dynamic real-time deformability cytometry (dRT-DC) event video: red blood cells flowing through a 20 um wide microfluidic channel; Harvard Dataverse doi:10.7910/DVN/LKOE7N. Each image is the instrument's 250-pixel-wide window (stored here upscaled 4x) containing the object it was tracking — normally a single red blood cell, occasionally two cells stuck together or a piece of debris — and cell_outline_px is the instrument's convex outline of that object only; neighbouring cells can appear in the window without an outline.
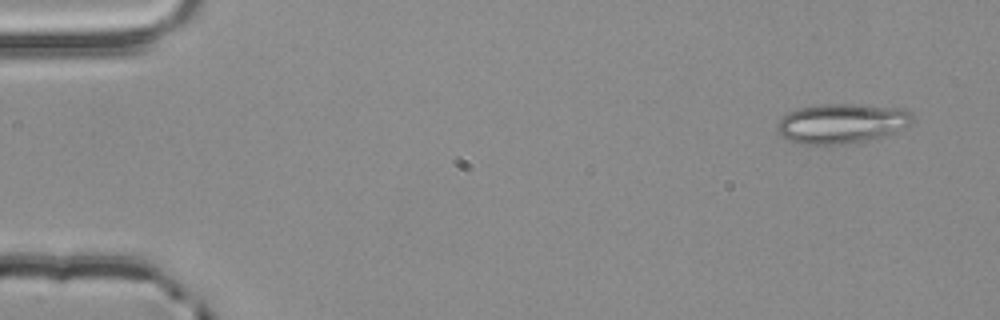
{"species": "common noctule bat (a hibernating species)", "species_latin": "Nyctalus noctula", "temperature_condition": "room temperature", "stored_images_in_passage": 53, "camera_frame_rate_fps": 3000, "um_per_image_px": 0.085, "animal": {"sex": "male", "body_mass_g": 20.4}, "frame": {"image": 1, "passage_image": 3, "time_ms": 0.667, "image_size_px": [1000, 320], "cell_outline_px": [[916, 120], [884, 136], [868, 140], [840, 144], [804, 144], [788, 140], [776, 128], [776, 124], [788, 112], [800, 108], [824, 104], [856, 104], [908, 108], [912, 112]], "centroid_in_image_um": [71.59, 10.47], "position_along_channel_um": 13.4, "area_um2": 31.21}}
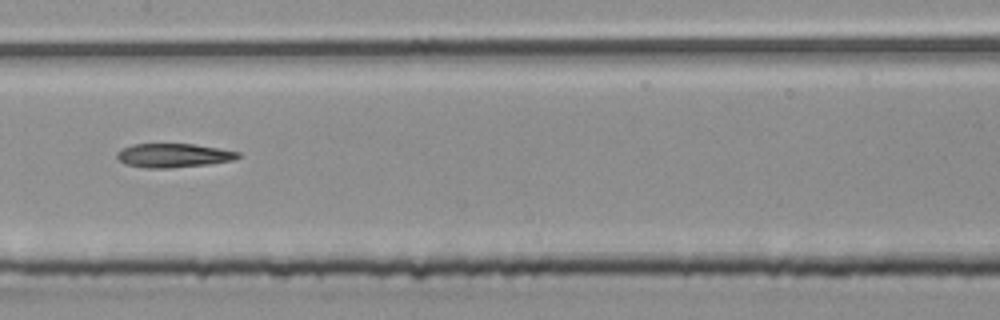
{"frame": {"image": 2, "passage_image": 27, "time_ms": 8.667, "image_size_px": [1000, 320], "cell_outline_px": [[240, 156], [232, 160], [208, 164], [168, 168], [144, 168], [124, 164], [116, 156], [116, 152], [132, 144], [192, 144], [240, 152]], "centroid_in_image_um": [14.7, 13.22], "position_along_channel_um": 192.7, "area_um2": 16.7}}
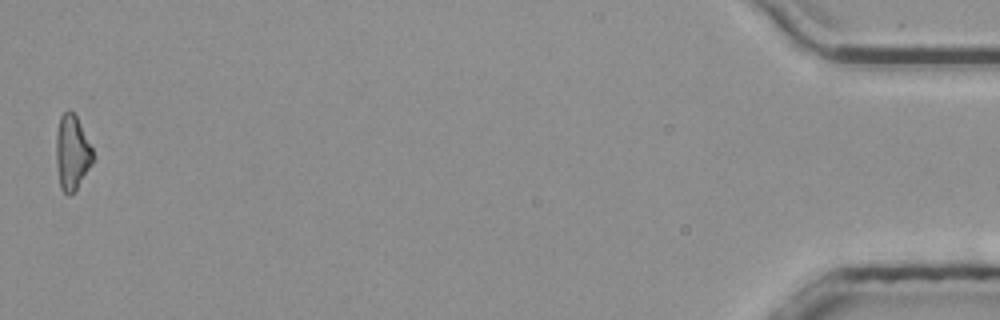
{"frame": {"image": 3, "passage_image": 53, "time_ms": 17.333, "image_size_px": [1000, 320], "cell_outline_px": [[96, 160], [76, 192], [68, 196], [60, 188], [56, 164], [56, 132], [60, 116], [68, 108], [76, 116], [96, 156]], "centroid_in_image_um": [6.15, 13.03], "position_along_channel_um": 429.0, "area_um2": 16.65}}